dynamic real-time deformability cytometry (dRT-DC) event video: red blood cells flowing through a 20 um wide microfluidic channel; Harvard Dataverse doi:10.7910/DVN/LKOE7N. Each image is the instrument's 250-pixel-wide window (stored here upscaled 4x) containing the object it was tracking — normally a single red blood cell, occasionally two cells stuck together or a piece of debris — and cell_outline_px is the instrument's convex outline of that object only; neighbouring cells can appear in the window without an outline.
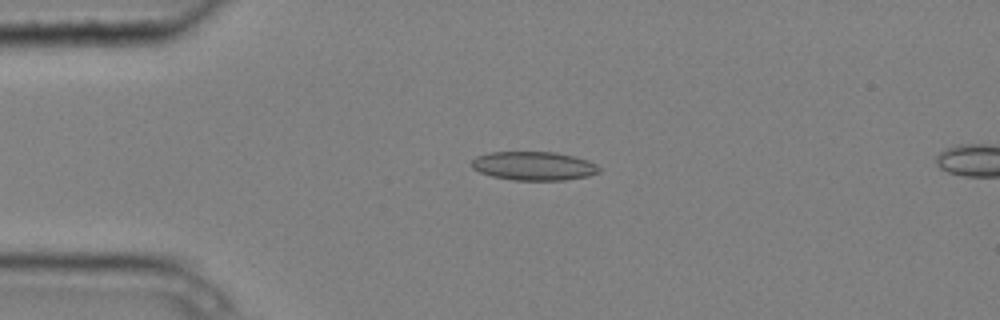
{"species": "common noctule bat (a hibernating species)", "species_latin": "Nyctalus noctula", "temperature_condition": "cold", "stored_images_in_passage": 4, "segment_of_instrument_passage": [1, 2], "camera_frame_rate_fps": 3000, "um_per_image_px": 0.085, "animal": {"sex": "male", "body_mass_g": 20.4}, "frame": {"image": 1, "passage_image": 3, "time_ms": 0.667, "image_size_px": [1000, 320], "cell_outline_px": [[600, 172], [588, 176], [564, 180], [512, 180], [492, 176], [480, 172], [472, 168], [472, 160], [476, 156], [488, 152], [556, 152], [588, 160], [596, 164], [600, 168]], "centroid_in_image_um": [45.36, 14.1], "position_along_channel_um": 39.6, "area_um2": 21.39}}